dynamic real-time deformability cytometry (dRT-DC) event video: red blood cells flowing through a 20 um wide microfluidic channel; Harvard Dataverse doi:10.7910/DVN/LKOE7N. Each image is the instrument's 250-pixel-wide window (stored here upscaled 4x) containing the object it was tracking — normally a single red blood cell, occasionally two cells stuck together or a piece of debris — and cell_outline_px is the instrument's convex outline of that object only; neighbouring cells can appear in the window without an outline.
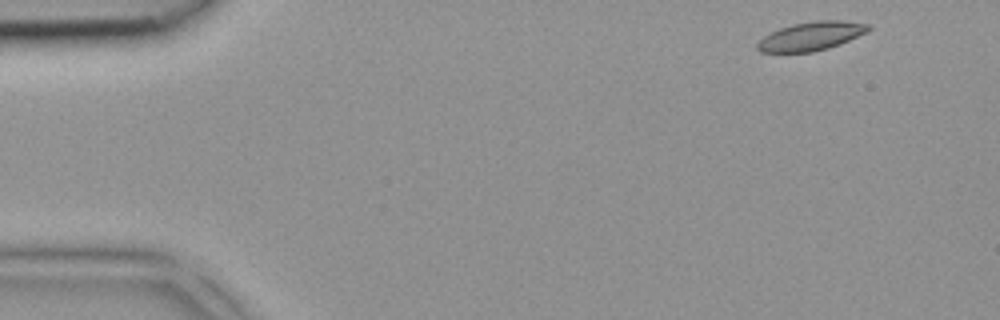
{"species": "common noctule bat (a hibernating species)", "species_latin": "Nyctalus noctula", "temperature_condition": "room temperature", "stored_images_in_passage": 4, "camera_frame_rate_fps": 3000, "um_per_image_px": 0.085, "animal": {"sex": "female", "body_mass_g": 18.4}, "frame": {"image": 1, "passage_image": 1, "time_ms": 0.0, "image_size_px": [1000, 320], "cell_outline_px": [[872, 28], [868, 32], [840, 44], [828, 48], [812, 52], [760, 52], [756, 48], [756, 44], [764, 36], [780, 28], [792, 24], [816, 20], [840, 20], [868, 24]], "centroid_in_image_um": [68.96, 3.07], "position_along_channel_um": 16.0, "area_um2": 18.55}}